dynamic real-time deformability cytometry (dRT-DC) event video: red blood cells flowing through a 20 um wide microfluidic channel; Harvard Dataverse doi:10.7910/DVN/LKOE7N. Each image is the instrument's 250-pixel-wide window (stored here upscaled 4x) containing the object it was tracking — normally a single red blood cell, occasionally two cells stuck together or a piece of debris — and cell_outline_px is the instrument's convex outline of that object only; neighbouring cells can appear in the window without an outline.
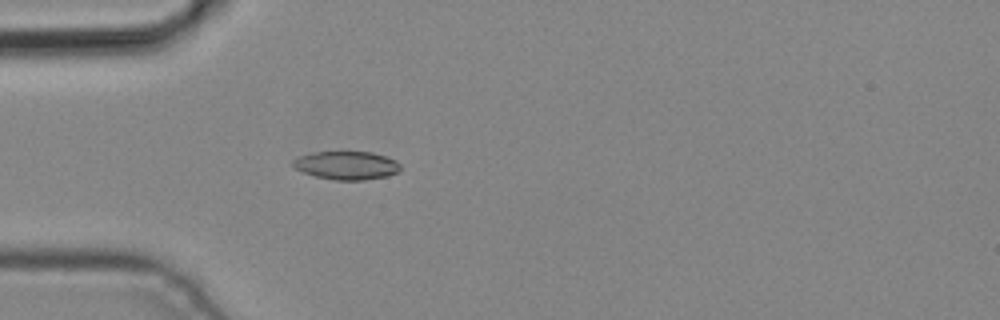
{"species": "common noctule bat (a hibernating species)", "species_latin": "Nyctalus noctula", "temperature_condition": "cold", "stored_images_in_passage": 4, "camera_frame_rate_fps": 3000, "um_per_image_px": 0.085, "animal": {"sex": "male", "body_mass_g": 19.2, "forearm_length_mm": 51.8}, "frame": {"image": 1, "passage_image": 4, "time_ms": 1.0, "image_size_px": [1000, 320], "cell_outline_px": [[400, 172], [388, 176], [364, 180], [336, 180], [316, 176], [304, 172], [296, 168], [292, 164], [292, 160], [300, 156], [312, 152], [372, 152], [396, 160], [400, 164]], "centroid_in_image_um": [29.49, 14.06], "position_along_channel_um": 55.5, "area_um2": 17.69}}